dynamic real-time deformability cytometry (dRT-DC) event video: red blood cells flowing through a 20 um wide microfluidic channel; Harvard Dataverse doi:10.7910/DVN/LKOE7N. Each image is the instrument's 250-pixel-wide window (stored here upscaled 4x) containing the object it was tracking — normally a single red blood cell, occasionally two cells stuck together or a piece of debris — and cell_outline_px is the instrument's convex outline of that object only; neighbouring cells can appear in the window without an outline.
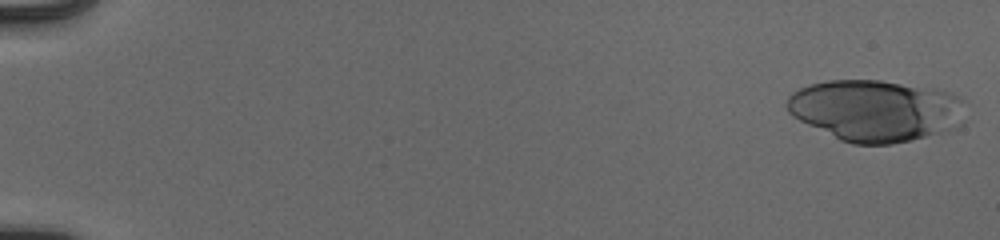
{"species": "human", "species_latin": "Homo sapiens", "temperature_condition": "cold", "stored_images_in_passage": 28, "camera_frame_rate_fps": 3000, "um_per_image_px": 0.085, "donor": {"sex": "male"}, "frame": {"image": 1, "passage_image": 1, "time_ms": 0.0, "image_size_px": [1000, 240], "cell_outline_px": [[964, 124], [956, 128], [944, 132], [912, 140], [892, 144], [852, 144], [840, 140], [792, 116], [788, 112], [784, 104], [788, 96], [792, 92], [800, 88], [812, 84], [828, 80], [880, 80], [932, 88], [948, 92], [956, 96], [960, 100], [964, 120]], "centroid_in_image_um": [74.4, 9.4], "position_along_channel_um": 10.6, "area_um2": 64.04}}
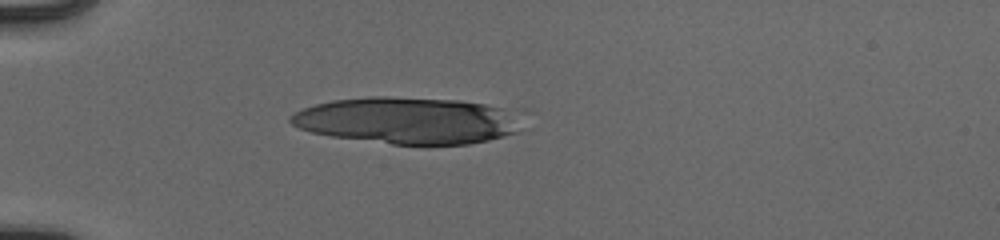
{"frame": {"image": 2, "passage_image": 16, "time_ms": 5.0, "image_size_px": [1000, 240], "cell_outline_px": [[516, 132], [504, 136], [488, 140], [468, 144], [428, 148], [392, 144], [332, 136], [312, 132], [300, 128], [292, 124], [288, 120], [288, 116], [304, 108], [316, 104], [332, 100], [372, 96], [384, 96], [460, 100], [484, 104], [504, 108]], "centroid_in_image_um": [34.5, 10.27], "position_along_channel_um": 50.5, "area_um2": 62.6}}
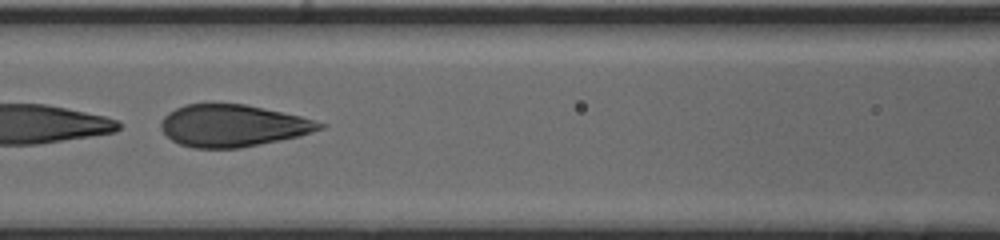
{"frame": {"image": 3, "passage_image": 26, "time_ms": 8.333, "image_size_px": [1000, 240], "cell_outline_px": [[328, 124], [324, 128], [300, 136], [240, 148], [192, 148], [180, 144], [172, 140], [160, 128], [160, 120], [168, 112], [184, 104], [244, 104], [300, 116]], "centroid_in_image_um": [19.78, 10.68], "position_along_channel_um": 146.8, "area_um2": 38.84}}